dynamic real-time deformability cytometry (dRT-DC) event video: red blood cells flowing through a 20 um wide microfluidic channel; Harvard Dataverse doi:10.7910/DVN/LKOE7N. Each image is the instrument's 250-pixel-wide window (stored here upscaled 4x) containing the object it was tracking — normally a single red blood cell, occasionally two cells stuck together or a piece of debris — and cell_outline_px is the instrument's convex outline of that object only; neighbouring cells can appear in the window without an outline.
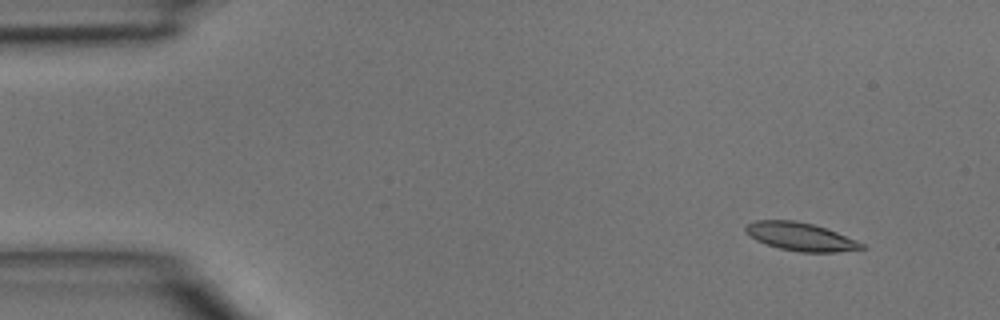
{"species": "common noctule bat (a hibernating species)", "species_latin": "Nyctalus noctula", "temperature_condition": "room temperature", "stored_images_in_passage": 4, "camera_frame_rate_fps": 3000, "um_per_image_px": 0.085, "animal": {"sex": "male", "body_mass_g": 15.6}, "frame": {"image": 1, "passage_image": 1, "time_ms": 0.0, "image_size_px": [1000, 320], "cell_outline_px": [[868, 248], [836, 252], [800, 252], [780, 248], [756, 240], [744, 228], [748, 224], [756, 220], [796, 220], [812, 224], [836, 232], [856, 240], [864, 244]], "centroid_in_image_um": [68.08, 20.12], "position_along_channel_um": 16.9, "area_um2": 18.73}}
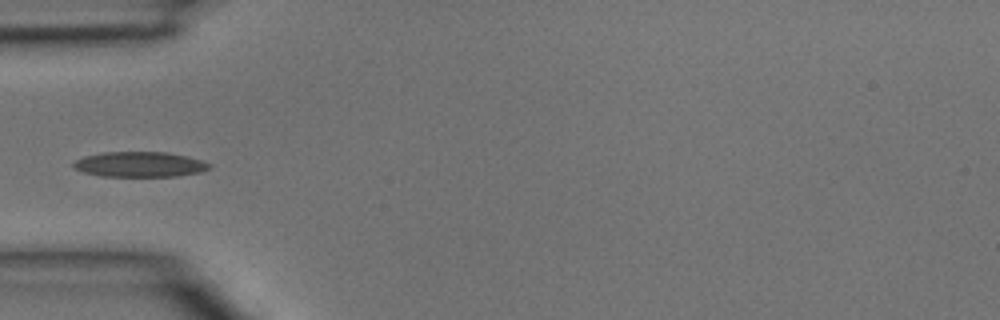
{"frame": {"image": 2, "passage_image": 4, "time_ms": 1.0, "image_size_px": [1000, 320], "cell_outline_px": [[212, 168], [200, 172], [176, 176], [100, 176], [84, 172], [72, 168], [72, 164], [76, 160], [84, 156], [104, 152], [168, 152], [188, 156], [212, 164]], "centroid_in_image_um": [11.89, 13.97], "position_along_channel_um": 73.1, "area_um2": 20.06}}